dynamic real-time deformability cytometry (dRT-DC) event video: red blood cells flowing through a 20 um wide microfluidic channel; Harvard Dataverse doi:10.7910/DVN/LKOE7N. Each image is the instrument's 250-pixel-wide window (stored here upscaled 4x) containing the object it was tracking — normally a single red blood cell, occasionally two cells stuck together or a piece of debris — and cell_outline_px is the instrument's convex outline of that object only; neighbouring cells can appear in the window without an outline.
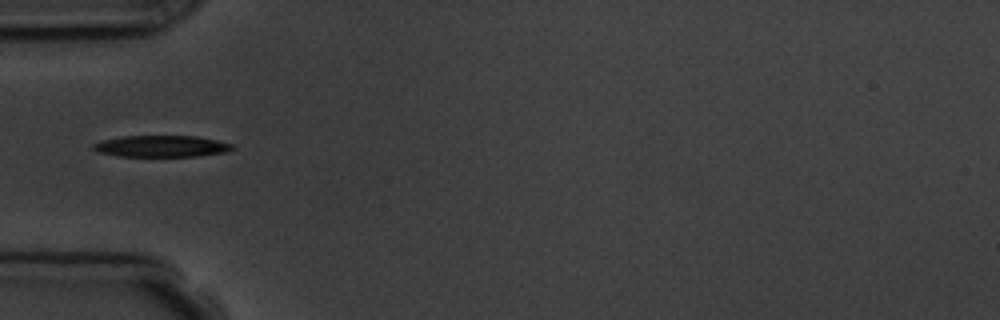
{"species": "common noctule bat (a hibernating species)", "species_latin": "Nyctalus noctula", "temperature_condition": "room temperature", "stored_images_in_passage": 10, "camera_frame_rate_fps": 3000, "um_per_image_px": 0.085, "animal": {"sex": "male", "body_mass_g": 19.5, "forearm_length_mm": 54.6}, "frame": {"image": 1, "passage_image": 4, "time_ms": 4.333, "image_size_px": [1000, 320], "cell_outline_px": [[236, 148], [228, 152], [196, 156], [120, 156], [100, 152], [92, 148], [92, 144], [100, 140], [120, 136], [196, 136], [216, 140], [232, 144]], "centroid_in_image_um": [13.73, 12.42], "position_along_channel_um": 71.3, "area_um2": 17.46}}
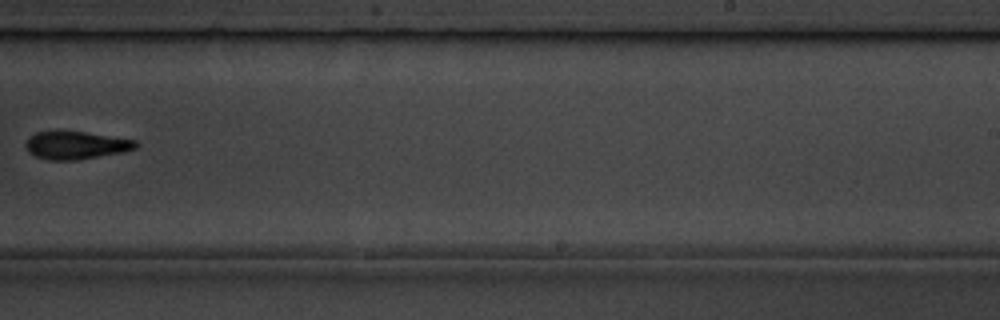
{"frame": {"image": 2, "passage_image": 9, "time_ms": 10.0, "image_size_px": [1000, 320], "cell_outline_px": [[140, 144], [136, 148], [124, 152], [76, 160], [48, 160], [36, 156], [28, 152], [24, 144], [28, 136], [36, 132], [56, 128], [84, 132], [136, 140]], "centroid_in_image_um": [6.4, 12.31], "position_along_channel_um": 282.6, "area_um2": 18.5}}